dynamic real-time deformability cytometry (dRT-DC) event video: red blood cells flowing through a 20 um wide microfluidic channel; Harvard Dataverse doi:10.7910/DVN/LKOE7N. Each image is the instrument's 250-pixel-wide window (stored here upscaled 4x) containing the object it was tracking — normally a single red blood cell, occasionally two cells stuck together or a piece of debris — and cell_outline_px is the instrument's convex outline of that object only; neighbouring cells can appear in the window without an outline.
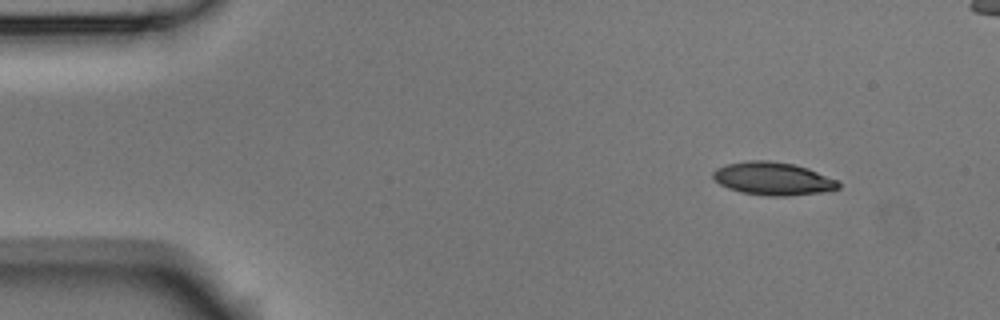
{"species": "Egyptian fruit bat (a non-hibernating species)", "species_latin": "Rousettus aegyptiacus", "temperature_condition": "room temperature", "stored_images_in_passage": 6, "camera_frame_rate_fps": 3000, "um_per_image_px": 0.085, "animal": {"sex": "male"}, "frame": {"image": 1, "passage_image": 1, "time_ms": 0.0, "image_size_px": [1000, 320], "cell_outline_px": [[840, 188], [820, 192], [788, 196], [768, 196], [740, 192], [728, 188], [720, 184], [712, 176], [712, 172], [716, 168], [724, 164], [748, 160], [768, 160], [792, 164], [808, 168], [840, 180]], "centroid_in_image_um": [65.7, 15.18], "position_along_channel_um": 19.3, "area_um2": 24.28}}
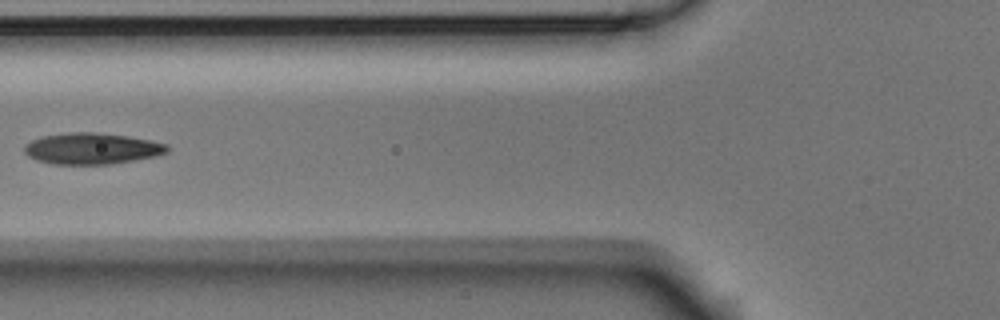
{"frame": {"image": 2, "passage_image": 5, "time_ms": 1.333, "image_size_px": [1000, 320], "cell_outline_px": [[168, 152], [156, 156], [112, 164], [52, 164], [36, 160], [28, 156], [24, 152], [24, 144], [32, 140], [44, 136], [68, 132], [92, 132], [128, 136], [168, 144]], "centroid_in_image_um": [7.79, 12.63], "position_along_channel_um": 118.0, "area_um2": 26.01}}
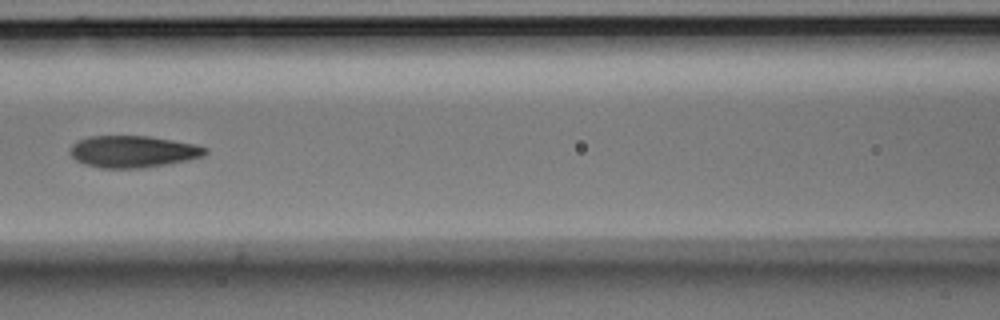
{"frame": {"image": 3, "passage_image": 6, "time_ms": 1.667, "image_size_px": [1000, 320], "cell_outline_px": [[208, 152], [204, 156], [188, 160], [168, 164], [144, 168], [100, 168], [84, 164], [76, 160], [68, 152], [72, 144], [76, 140], [88, 136], [148, 136], [172, 140], [192, 144], [208, 148]], "centroid_in_image_um": [11.27, 12.89], "position_along_channel_um": 155.3, "area_um2": 25.26}}